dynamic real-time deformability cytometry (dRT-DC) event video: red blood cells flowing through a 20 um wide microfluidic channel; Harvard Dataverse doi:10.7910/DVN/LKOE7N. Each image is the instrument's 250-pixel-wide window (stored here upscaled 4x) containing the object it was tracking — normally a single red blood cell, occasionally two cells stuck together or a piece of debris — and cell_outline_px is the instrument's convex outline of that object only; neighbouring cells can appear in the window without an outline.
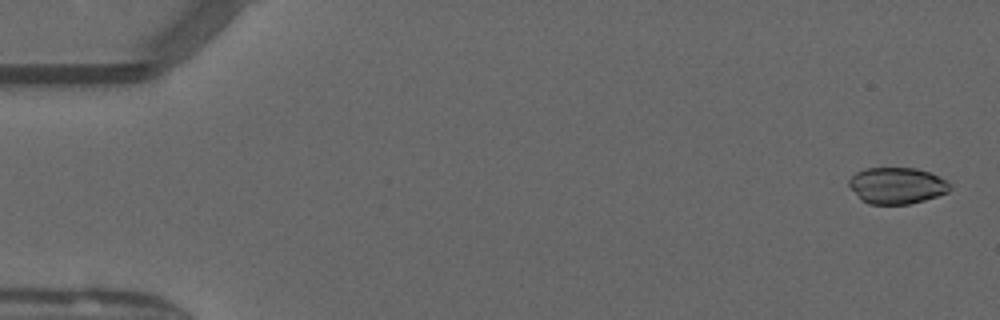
{"species": "common noctule bat (a hibernating species)", "species_latin": "Nyctalus noctula", "temperature_condition": "warm", "stored_images_in_passage": 11, "camera_frame_rate_fps": 3000, "um_per_image_px": 0.085, "animal": {"sex": "male", "forearm_length_mm": 52.5}, "frame": {"image": 1, "passage_image": 2, "time_ms": 0.333, "image_size_px": [1000, 320], "cell_outline_px": [[952, 188], [948, 192], [924, 200], [908, 204], [868, 204], [860, 200], [848, 184], [848, 180], [856, 172], [864, 168], [916, 168], [928, 172], [944, 180]], "centroid_in_image_um": [76.18, 15.78], "position_along_channel_um": 8.8, "area_um2": 21.27}}